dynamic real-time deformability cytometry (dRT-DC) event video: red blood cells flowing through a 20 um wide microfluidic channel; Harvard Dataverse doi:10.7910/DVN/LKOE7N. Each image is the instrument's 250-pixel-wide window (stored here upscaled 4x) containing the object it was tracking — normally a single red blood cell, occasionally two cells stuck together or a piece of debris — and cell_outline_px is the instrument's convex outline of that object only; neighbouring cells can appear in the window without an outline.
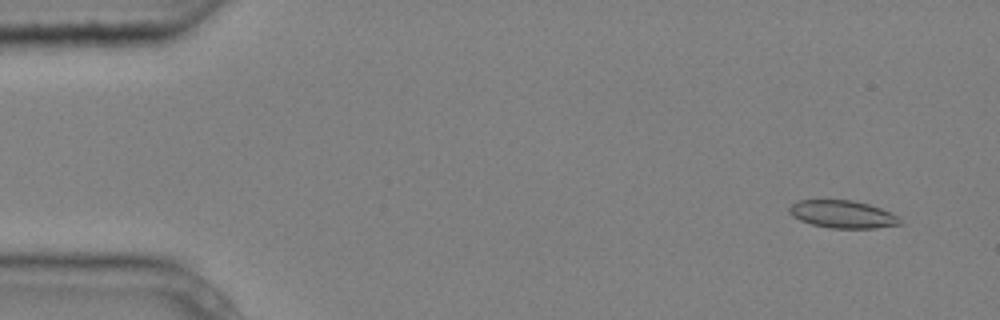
{"species": "common noctule bat (a hibernating species)", "species_latin": "Nyctalus noctula", "temperature_condition": "cold", "stored_images_in_passage": 8, "camera_frame_rate_fps": 3000, "um_per_image_px": 0.085, "animal": {"sex": "male", "body_mass_g": 20.4}, "frame": {"image": 1, "passage_image": 1, "time_ms": 0.0, "image_size_px": [1000, 320], "cell_outline_px": [[904, 224], [876, 228], [832, 228], [812, 224], [800, 220], [792, 216], [788, 212], [788, 208], [796, 200], [852, 200], [868, 204], [880, 208], [896, 216]], "centroid_in_image_um": [71.59, 18.21], "position_along_channel_um": 13.4, "area_um2": 17.74}}
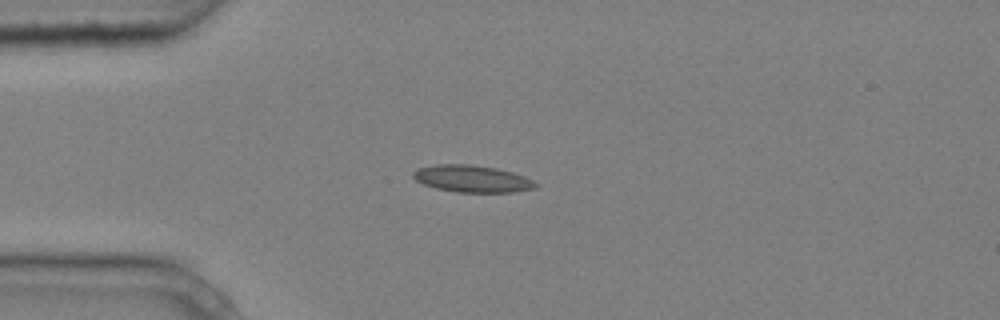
{"frame": {"image": 2, "passage_image": 3, "time_ms": 0.667, "image_size_px": [1000, 320], "cell_outline_px": [[540, 184], [536, 188], [512, 192], [460, 192], [436, 188], [424, 184], [416, 180], [412, 176], [412, 172], [416, 168], [436, 164], [468, 164], [496, 168], [512, 172], [524, 176]], "centroid_in_image_um": [40.13, 15.18], "position_along_channel_um": 44.9, "area_um2": 19.25}}
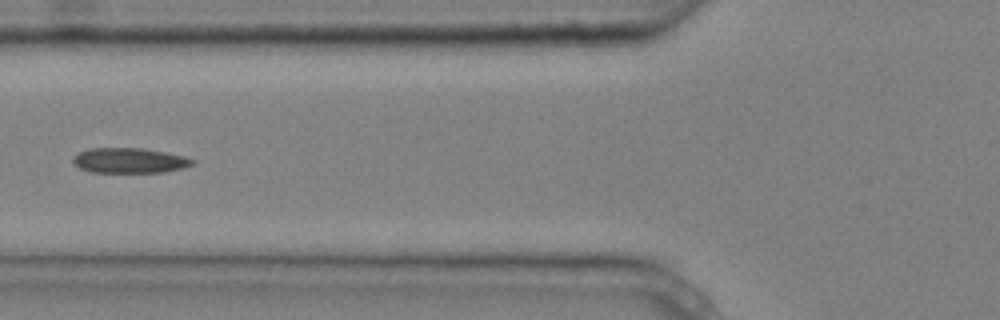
{"frame": {"image": 3, "passage_image": 5, "time_ms": 1.333, "image_size_px": [1000, 320], "cell_outline_px": [[196, 164], [184, 168], [164, 172], [88, 172], [80, 168], [72, 160], [72, 156], [88, 148], [140, 148], [164, 152], [184, 156], [196, 160]], "centroid_in_image_um": [11.03, 13.64], "position_along_channel_um": 114.8, "area_um2": 17.57}}